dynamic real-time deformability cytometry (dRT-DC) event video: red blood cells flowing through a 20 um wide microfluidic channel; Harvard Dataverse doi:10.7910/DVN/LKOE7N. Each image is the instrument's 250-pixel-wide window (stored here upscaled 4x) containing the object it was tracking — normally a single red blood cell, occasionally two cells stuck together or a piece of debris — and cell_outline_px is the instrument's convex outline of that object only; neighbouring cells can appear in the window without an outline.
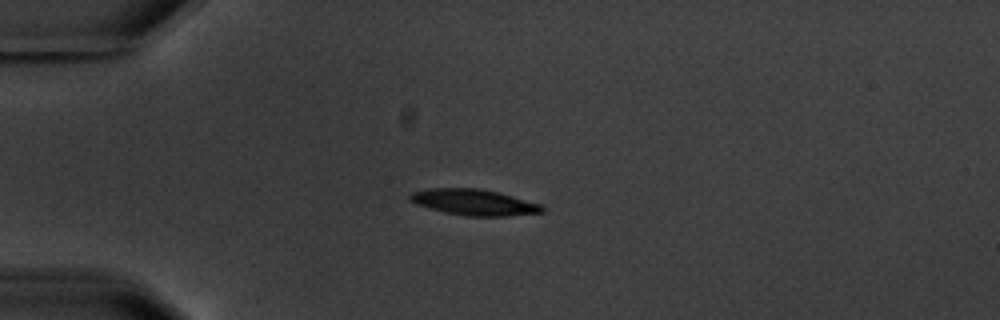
{"species": "common noctule bat (a hibernating species)", "species_latin": "Nyctalus noctula", "temperature_condition": "warm", "stored_images_in_passage": 6, "camera_frame_rate_fps": 3000, "um_per_image_px": 0.085, "animal": {"sex": "male", "body_mass_g": 20.1, "forearm_length_mm": 53.5}, "frame": {"image": 1, "passage_image": 3, "time_ms": 3.333, "image_size_px": [1000, 320], "cell_outline_px": [[544, 212], [508, 216], [468, 216], [448, 212], [416, 204], [408, 200], [408, 196], [412, 192], [428, 188], [476, 188], [496, 192], [512, 196], [540, 204], [544, 208]], "centroid_in_image_um": [40.27, 17.19], "position_along_channel_um": 44.7, "area_um2": 19.71}}
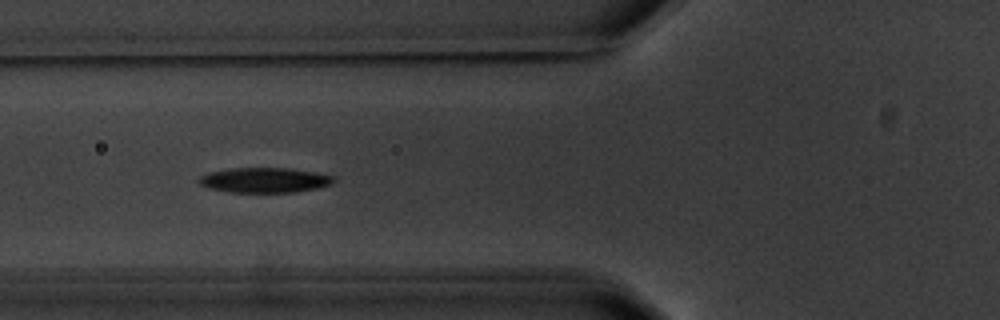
{"frame": {"image": 2, "passage_image": 5, "time_ms": 5.667, "image_size_px": [1000, 320], "cell_outline_px": [[336, 180], [332, 184], [316, 188], [296, 192], [228, 192], [208, 188], [200, 184], [196, 180], [200, 176], [212, 172], [232, 168], [292, 168], [316, 172], [336, 176]], "centroid_in_image_um": [22.53, 15.31], "position_along_channel_um": 103.3, "area_um2": 19.77}}